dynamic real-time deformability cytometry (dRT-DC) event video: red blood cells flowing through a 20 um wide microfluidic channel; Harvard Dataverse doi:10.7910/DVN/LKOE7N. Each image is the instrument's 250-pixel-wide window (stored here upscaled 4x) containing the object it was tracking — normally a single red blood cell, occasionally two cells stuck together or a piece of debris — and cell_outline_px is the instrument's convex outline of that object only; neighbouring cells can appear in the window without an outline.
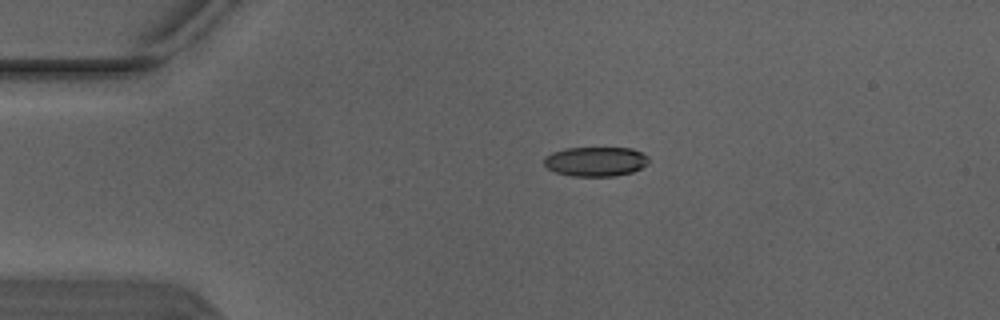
{"species": "Egyptian fruit bat (a non-hibernating species)", "species_latin": "Rousettus aegyptiacus", "temperature_condition": "warm", "stored_images_in_passage": 3, "camera_frame_rate_fps": 3000, "um_per_image_px": 0.085, "animal": {"sex": "male"}, "frame": {"image": 1, "passage_image": 2, "time_ms": 0.333, "image_size_px": [1000, 320], "cell_outline_px": [[648, 164], [632, 172], [616, 176], [572, 176], [556, 172], [548, 168], [544, 164], [544, 156], [552, 152], [564, 148], [632, 148], [648, 156]], "centroid_in_image_um": [50.62, 13.72], "position_along_channel_um": 34.4, "area_um2": 18.03}}